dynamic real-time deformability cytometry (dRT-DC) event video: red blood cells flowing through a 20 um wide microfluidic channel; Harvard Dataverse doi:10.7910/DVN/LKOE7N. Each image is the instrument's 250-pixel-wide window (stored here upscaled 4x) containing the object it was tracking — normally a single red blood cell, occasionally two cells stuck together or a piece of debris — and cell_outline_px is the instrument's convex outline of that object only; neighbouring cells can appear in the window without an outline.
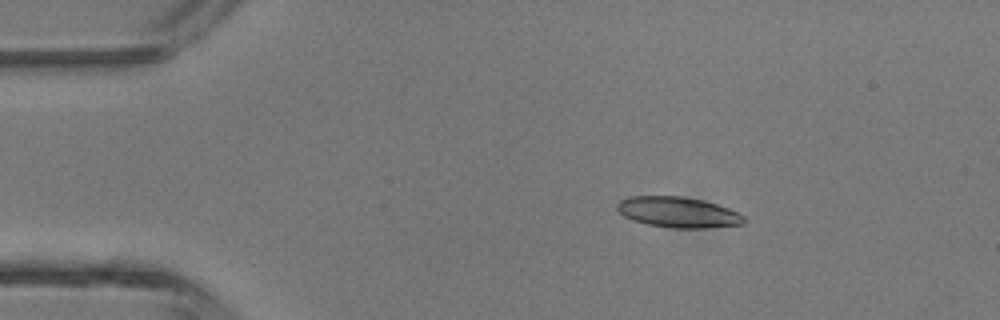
{"species": "common noctule bat (a hibernating species)", "species_latin": "Nyctalus noctula", "temperature_condition": "room temperature", "stored_images_in_passage": 4, "camera_frame_rate_fps": 3000, "um_per_image_px": 0.085, "animal": {"sex": "male", "body_mass_g": 13.3}, "frame": {"image": 1, "passage_image": 2, "time_ms": 2.0, "image_size_px": [1000, 320], "cell_outline_px": [[744, 224], [704, 228], [676, 228], [648, 224], [632, 220], [624, 216], [616, 208], [616, 204], [620, 200], [628, 196], [684, 196], [704, 200], [740, 212], [744, 216]], "centroid_in_image_um": [57.63, 18.03], "position_along_channel_um": 27.4, "area_um2": 22.72}}
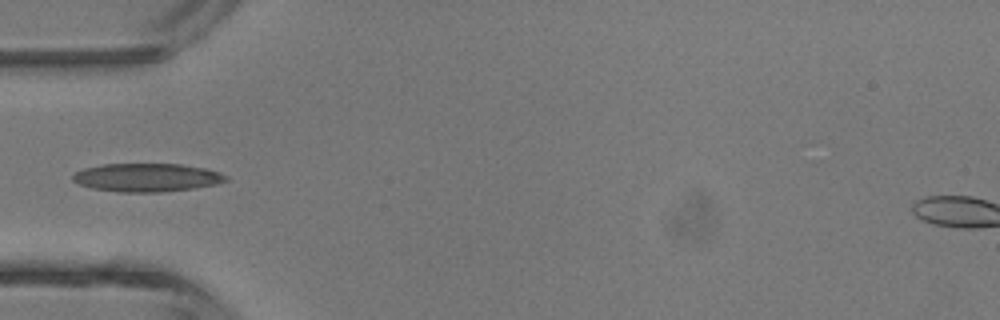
{"frame": {"image": 2, "passage_image": 4, "time_ms": 4.333, "image_size_px": [1000, 320], "cell_outline_px": [[228, 180], [220, 184], [196, 188], [160, 192], [120, 192], [92, 188], [80, 184], [72, 180], [72, 176], [76, 172], [84, 168], [104, 164], [180, 164], [204, 168], [220, 172], [228, 176]], "centroid_in_image_um": [12.53, 15.09], "position_along_channel_um": 72.5, "area_um2": 25.37}}